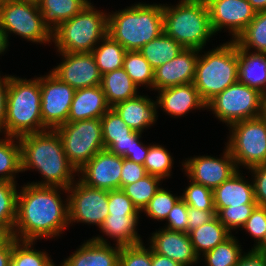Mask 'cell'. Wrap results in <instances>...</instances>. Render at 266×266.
Returning a JSON list of instances; mask_svg holds the SVG:
<instances>
[{"instance_id":"cell-20","label":"cell","mask_w":266,"mask_h":266,"mask_svg":"<svg viewBox=\"0 0 266 266\" xmlns=\"http://www.w3.org/2000/svg\"><path fill=\"white\" fill-rule=\"evenodd\" d=\"M199 49L184 48L175 58L154 70L153 90L194 82Z\"/></svg>"},{"instance_id":"cell-24","label":"cell","mask_w":266,"mask_h":266,"mask_svg":"<svg viewBox=\"0 0 266 266\" xmlns=\"http://www.w3.org/2000/svg\"><path fill=\"white\" fill-rule=\"evenodd\" d=\"M111 107L101 85L75 91L67 122L101 118Z\"/></svg>"},{"instance_id":"cell-43","label":"cell","mask_w":266,"mask_h":266,"mask_svg":"<svg viewBox=\"0 0 266 266\" xmlns=\"http://www.w3.org/2000/svg\"><path fill=\"white\" fill-rule=\"evenodd\" d=\"M257 204H242L241 206H229L223 209H215L217 218L232 234V230L243 227Z\"/></svg>"},{"instance_id":"cell-31","label":"cell","mask_w":266,"mask_h":266,"mask_svg":"<svg viewBox=\"0 0 266 266\" xmlns=\"http://www.w3.org/2000/svg\"><path fill=\"white\" fill-rule=\"evenodd\" d=\"M184 47L164 32L146 43L139 52L155 70L175 58Z\"/></svg>"},{"instance_id":"cell-45","label":"cell","mask_w":266,"mask_h":266,"mask_svg":"<svg viewBox=\"0 0 266 266\" xmlns=\"http://www.w3.org/2000/svg\"><path fill=\"white\" fill-rule=\"evenodd\" d=\"M108 214L113 215H140L131 199L121 190L108 191Z\"/></svg>"},{"instance_id":"cell-34","label":"cell","mask_w":266,"mask_h":266,"mask_svg":"<svg viewBox=\"0 0 266 266\" xmlns=\"http://www.w3.org/2000/svg\"><path fill=\"white\" fill-rule=\"evenodd\" d=\"M234 41L244 50L266 53V11L256 12L255 17Z\"/></svg>"},{"instance_id":"cell-16","label":"cell","mask_w":266,"mask_h":266,"mask_svg":"<svg viewBox=\"0 0 266 266\" xmlns=\"http://www.w3.org/2000/svg\"><path fill=\"white\" fill-rule=\"evenodd\" d=\"M205 2L213 33L216 35L223 28H227L231 40H235L256 15V11L247 0H205Z\"/></svg>"},{"instance_id":"cell-46","label":"cell","mask_w":266,"mask_h":266,"mask_svg":"<svg viewBox=\"0 0 266 266\" xmlns=\"http://www.w3.org/2000/svg\"><path fill=\"white\" fill-rule=\"evenodd\" d=\"M243 229L254 238L255 243L252 249L255 248L262 241L266 233V207L256 206L251 216L243 225Z\"/></svg>"},{"instance_id":"cell-18","label":"cell","mask_w":266,"mask_h":266,"mask_svg":"<svg viewBox=\"0 0 266 266\" xmlns=\"http://www.w3.org/2000/svg\"><path fill=\"white\" fill-rule=\"evenodd\" d=\"M122 165V156L103 149L77 171L79 178H76V180L79 179L93 188L108 191L120 189Z\"/></svg>"},{"instance_id":"cell-32","label":"cell","mask_w":266,"mask_h":266,"mask_svg":"<svg viewBox=\"0 0 266 266\" xmlns=\"http://www.w3.org/2000/svg\"><path fill=\"white\" fill-rule=\"evenodd\" d=\"M127 50L110 35H106L92 50L100 73L106 74L123 67Z\"/></svg>"},{"instance_id":"cell-59","label":"cell","mask_w":266,"mask_h":266,"mask_svg":"<svg viewBox=\"0 0 266 266\" xmlns=\"http://www.w3.org/2000/svg\"><path fill=\"white\" fill-rule=\"evenodd\" d=\"M260 117L265 121L266 123V93L262 94V102H261V113Z\"/></svg>"},{"instance_id":"cell-28","label":"cell","mask_w":266,"mask_h":266,"mask_svg":"<svg viewBox=\"0 0 266 266\" xmlns=\"http://www.w3.org/2000/svg\"><path fill=\"white\" fill-rule=\"evenodd\" d=\"M101 87L108 105H114L137 96L138 86L128 76L124 68L113 70L102 75Z\"/></svg>"},{"instance_id":"cell-5","label":"cell","mask_w":266,"mask_h":266,"mask_svg":"<svg viewBox=\"0 0 266 266\" xmlns=\"http://www.w3.org/2000/svg\"><path fill=\"white\" fill-rule=\"evenodd\" d=\"M164 33L184 48L202 50L215 35L205 0H179L177 5L163 4Z\"/></svg>"},{"instance_id":"cell-15","label":"cell","mask_w":266,"mask_h":266,"mask_svg":"<svg viewBox=\"0 0 266 266\" xmlns=\"http://www.w3.org/2000/svg\"><path fill=\"white\" fill-rule=\"evenodd\" d=\"M222 155L221 158L211 155L191 156L181 162L182 170L185 171L184 173L189 180L213 191L238 170L226 145Z\"/></svg>"},{"instance_id":"cell-37","label":"cell","mask_w":266,"mask_h":266,"mask_svg":"<svg viewBox=\"0 0 266 266\" xmlns=\"http://www.w3.org/2000/svg\"><path fill=\"white\" fill-rule=\"evenodd\" d=\"M161 181L163 182L162 179L148 174L137 182L123 186L121 190L131 199L139 212L142 213L143 209L160 189Z\"/></svg>"},{"instance_id":"cell-23","label":"cell","mask_w":266,"mask_h":266,"mask_svg":"<svg viewBox=\"0 0 266 266\" xmlns=\"http://www.w3.org/2000/svg\"><path fill=\"white\" fill-rule=\"evenodd\" d=\"M112 109L124 120L128 127L139 133H143L144 129H149L148 127L157 122V101L146 95L138 94L114 105Z\"/></svg>"},{"instance_id":"cell-14","label":"cell","mask_w":266,"mask_h":266,"mask_svg":"<svg viewBox=\"0 0 266 266\" xmlns=\"http://www.w3.org/2000/svg\"><path fill=\"white\" fill-rule=\"evenodd\" d=\"M41 117L51 130L67 123L75 89L61 81L51 71L40 76Z\"/></svg>"},{"instance_id":"cell-9","label":"cell","mask_w":266,"mask_h":266,"mask_svg":"<svg viewBox=\"0 0 266 266\" xmlns=\"http://www.w3.org/2000/svg\"><path fill=\"white\" fill-rule=\"evenodd\" d=\"M228 129L230 136L225 145L238 170L240 166L249 169L266 164V123L260 116L238 121Z\"/></svg>"},{"instance_id":"cell-56","label":"cell","mask_w":266,"mask_h":266,"mask_svg":"<svg viewBox=\"0 0 266 266\" xmlns=\"http://www.w3.org/2000/svg\"><path fill=\"white\" fill-rule=\"evenodd\" d=\"M256 12L266 11V0H247Z\"/></svg>"},{"instance_id":"cell-4","label":"cell","mask_w":266,"mask_h":266,"mask_svg":"<svg viewBox=\"0 0 266 266\" xmlns=\"http://www.w3.org/2000/svg\"><path fill=\"white\" fill-rule=\"evenodd\" d=\"M49 130L41 117L40 77L11 75L7 89L4 135L20 137Z\"/></svg>"},{"instance_id":"cell-48","label":"cell","mask_w":266,"mask_h":266,"mask_svg":"<svg viewBox=\"0 0 266 266\" xmlns=\"http://www.w3.org/2000/svg\"><path fill=\"white\" fill-rule=\"evenodd\" d=\"M254 187V196L257 206L266 207V164L249 168Z\"/></svg>"},{"instance_id":"cell-12","label":"cell","mask_w":266,"mask_h":266,"mask_svg":"<svg viewBox=\"0 0 266 266\" xmlns=\"http://www.w3.org/2000/svg\"><path fill=\"white\" fill-rule=\"evenodd\" d=\"M104 149L115 155L143 165L149 150L141 139L142 133L133 131L124 120L110 108L101 118Z\"/></svg>"},{"instance_id":"cell-13","label":"cell","mask_w":266,"mask_h":266,"mask_svg":"<svg viewBox=\"0 0 266 266\" xmlns=\"http://www.w3.org/2000/svg\"><path fill=\"white\" fill-rule=\"evenodd\" d=\"M69 226L93 224L100 228L108 216V190L87 186L79 179L67 189Z\"/></svg>"},{"instance_id":"cell-11","label":"cell","mask_w":266,"mask_h":266,"mask_svg":"<svg viewBox=\"0 0 266 266\" xmlns=\"http://www.w3.org/2000/svg\"><path fill=\"white\" fill-rule=\"evenodd\" d=\"M262 93L239 81L227 87L206 104L216 118L230 126L260 116Z\"/></svg>"},{"instance_id":"cell-52","label":"cell","mask_w":266,"mask_h":266,"mask_svg":"<svg viewBox=\"0 0 266 266\" xmlns=\"http://www.w3.org/2000/svg\"><path fill=\"white\" fill-rule=\"evenodd\" d=\"M236 266H266V255L251 249L243 253Z\"/></svg>"},{"instance_id":"cell-26","label":"cell","mask_w":266,"mask_h":266,"mask_svg":"<svg viewBox=\"0 0 266 266\" xmlns=\"http://www.w3.org/2000/svg\"><path fill=\"white\" fill-rule=\"evenodd\" d=\"M238 81L266 93V53L251 52L238 46Z\"/></svg>"},{"instance_id":"cell-6","label":"cell","mask_w":266,"mask_h":266,"mask_svg":"<svg viewBox=\"0 0 266 266\" xmlns=\"http://www.w3.org/2000/svg\"><path fill=\"white\" fill-rule=\"evenodd\" d=\"M201 51L193 84L207 104L217 94L238 82V45L230 39L202 55Z\"/></svg>"},{"instance_id":"cell-44","label":"cell","mask_w":266,"mask_h":266,"mask_svg":"<svg viewBox=\"0 0 266 266\" xmlns=\"http://www.w3.org/2000/svg\"><path fill=\"white\" fill-rule=\"evenodd\" d=\"M119 266H152V249L146 248L144 242L132 246H122Z\"/></svg>"},{"instance_id":"cell-27","label":"cell","mask_w":266,"mask_h":266,"mask_svg":"<svg viewBox=\"0 0 266 266\" xmlns=\"http://www.w3.org/2000/svg\"><path fill=\"white\" fill-rule=\"evenodd\" d=\"M139 215H113L108 214L99 228L101 232L114 240L118 246H132L143 243L141 236L138 234L137 226Z\"/></svg>"},{"instance_id":"cell-40","label":"cell","mask_w":266,"mask_h":266,"mask_svg":"<svg viewBox=\"0 0 266 266\" xmlns=\"http://www.w3.org/2000/svg\"><path fill=\"white\" fill-rule=\"evenodd\" d=\"M17 183L0 181V227L11 234L16 221Z\"/></svg>"},{"instance_id":"cell-42","label":"cell","mask_w":266,"mask_h":266,"mask_svg":"<svg viewBox=\"0 0 266 266\" xmlns=\"http://www.w3.org/2000/svg\"><path fill=\"white\" fill-rule=\"evenodd\" d=\"M188 182H190L189 185L181 195L186 205L199 210H215L213 191L191 180Z\"/></svg>"},{"instance_id":"cell-51","label":"cell","mask_w":266,"mask_h":266,"mask_svg":"<svg viewBox=\"0 0 266 266\" xmlns=\"http://www.w3.org/2000/svg\"><path fill=\"white\" fill-rule=\"evenodd\" d=\"M10 77H11V75H6V74H5V76L0 75V133L1 134L4 133L6 102H7V89H8Z\"/></svg>"},{"instance_id":"cell-19","label":"cell","mask_w":266,"mask_h":266,"mask_svg":"<svg viewBox=\"0 0 266 266\" xmlns=\"http://www.w3.org/2000/svg\"><path fill=\"white\" fill-rule=\"evenodd\" d=\"M149 247L160 255L166 256L182 266H193L201 261L191 243L189 233L166 228L152 233Z\"/></svg>"},{"instance_id":"cell-50","label":"cell","mask_w":266,"mask_h":266,"mask_svg":"<svg viewBox=\"0 0 266 266\" xmlns=\"http://www.w3.org/2000/svg\"><path fill=\"white\" fill-rule=\"evenodd\" d=\"M216 216V210H199L188 207L187 233L211 221Z\"/></svg>"},{"instance_id":"cell-49","label":"cell","mask_w":266,"mask_h":266,"mask_svg":"<svg viewBox=\"0 0 266 266\" xmlns=\"http://www.w3.org/2000/svg\"><path fill=\"white\" fill-rule=\"evenodd\" d=\"M146 175L148 174L144 165L123 158L120 189L125 185L137 182L138 180L144 178Z\"/></svg>"},{"instance_id":"cell-10","label":"cell","mask_w":266,"mask_h":266,"mask_svg":"<svg viewBox=\"0 0 266 266\" xmlns=\"http://www.w3.org/2000/svg\"><path fill=\"white\" fill-rule=\"evenodd\" d=\"M54 130L60 136L68 161L77 171L104 149L100 118L67 122Z\"/></svg>"},{"instance_id":"cell-41","label":"cell","mask_w":266,"mask_h":266,"mask_svg":"<svg viewBox=\"0 0 266 266\" xmlns=\"http://www.w3.org/2000/svg\"><path fill=\"white\" fill-rule=\"evenodd\" d=\"M171 192L172 191L165 190L160 186V189L152 197L142 212H145L146 216L153 220H166L173 206L181 199V195L176 196Z\"/></svg>"},{"instance_id":"cell-38","label":"cell","mask_w":266,"mask_h":266,"mask_svg":"<svg viewBox=\"0 0 266 266\" xmlns=\"http://www.w3.org/2000/svg\"><path fill=\"white\" fill-rule=\"evenodd\" d=\"M35 241H21L14 238L10 266H47L52 260L44 250L32 247Z\"/></svg>"},{"instance_id":"cell-30","label":"cell","mask_w":266,"mask_h":266,"mask_svg":"<svg viewBox=\"0 0 266 266\" xmlns=\"http://www.w3.org/2000/svg\"><path fill=\"white\" fill-rule=\"evenodd\" d=\"M91 0H36L46 24L53 30L77 15Z\"/></svg>"},{"instance_id":"cell-17","label":"cell","mask_w":266,"mask_h":266,"mask_svg":"<svg viewBox=\"0 0 266 266\" xmlns=\"http://www.w3.org/2000/svg\"><path fill=\"white\" fill-rule=\"evenodd\" d=\"M62 62L50 71L75 90L101 85L102 74L91 52H59Z\"/></svg>"},{"instance_id":"cell-60","label":"cell","mask_w":266,"mask_h":266,"mask_svg":"<svg viewBox=\"0 0 266 266\" xmlns=\"http://www.w3.org/2000/svg\"><path fill=\"white\" fill-rule=\"evenodd\" d=\"M47 266H56L55 263L53 262V259L49 262V264ZM60 266H64L63 262L61 263Z\"/></svg>"},{"instance_id":"cell-47","label":"cell","mask_w":266,"mask_h":266,"mask_svg":"<svg viewBox=\"0 0 266 266\" xmlns=\"http://www.w3.org/2000/svg\"><path fill=\"white\" fill-rule=\"evenodd\" d=\"M165 221L168 223L163 226L164 228L187 233L188 206L182 199L173 206Z\"/></svg>"},{"instance_id":"cell-58","label":"cell","mask_w":266,"mask_h":266,"mask_svg":"<svg viewBox=\"0 0 266 266\" xmlns=\"http://www.w3.org/2000/svg\"><path fill=\"white\" fill-rule=\"evenodd\" d=\"M253 250L266 255V233H265L262 241L255 248H253Z\"/></svg>"},{"instance_id":"cell-8","label":"cell","mask_w":266,"mask_h":266,"mask_svg":"<svg viewBox=\"0 0 266 266\" xmlns=\"http://www.w3.org/2000/svg\"><path fill=\"white\" fill-rule=\"evenodd\" d=\"M0 25L8 39L13 33L35 44L52 42V29L46 24L36 0L0 3Z\"/></svg>"},{"instance_id":"cell-36","label":"cell","mask_w":266,"mask_h":266,"mask_svg":"<svg viewBox=\"0 0 266 266\" xmlns=\"http://www.w3.org/2000/svg\"><path fill=\"white\" fill-rule=\"evenodd\" d=\"M123 68L138 87L149 86L153 91L154 69L139 51L126 52Z\"/></svg>"},{"instance_id":"cell-35","label":"cell","mask_w":266,"mask_h":266,"mask_svg":"<svg viewBox=\"0 0 266 266\" xmlns=\"http://www.w3.org/2000/svg\"><path fill=\"white\" fill-rule=\"evenodd\" d=\"M241 246L237 237L231 234L225 241L200 256V259L204 260L206 266H236L244 253Z\"/></svg>"},{"instance_id":"cell-61","label":"cell","mask_w":266,"mask_h":266,"mask_svg":"<svg viewBox=\"0 0 266 266\" xmlns=\"http://www.w3.org/2000/svg\"><path fill=\"white\" fill-rule=\"evenodd\" d=\"M7 1H9V0H0V3L7 2Z\"/></svg>"},{"instance_id":"cell-53","label":"cell","mask_w":266,"mask_h":266,"mask_svg":"<svg viewBox=\"0 0 266 266\" xmlns=\"http://www.w3.org/2000/svg\"><path fill=\"white\" fill-rule=\"evenodd\" d=\"M13 245L14 237L12 236L2 247H0V266H10Z\"/></svg>"},{"instance_id":"cell-22","label":"cell","mask_w":266,"mask_h":266,"mask_svg":"<svg viewBox=\"0 0 266 266\" xmlns=\"http://www.w3.org/2000/svg\"><path fill=\"white\" fill-rule=\"evenodd\" d=\"M157 92L158 108L171 117L180 118L192 110L206 109V103L193 83L167 87Z\"/></svg>"},{"instance_id":"cell-1","label":"cell","mask_w":266,"mask_h":266,"mask_svg":"<svg viewBox=\"0 0 266 266\" xmlns=\"http://www.w3.org/2000/svg\"><path fill=\"white\" fill-rule=\"evenodd\" d=\"M17 193L16 221L12 236L21 241H35L42 238L60 237L69 227L68 197L61 198L57 186L23 184Z\"/></svg>"},{"instance_id":"cell-39","label":"cell","mask_w":266,"mask_h":266,"mask_svg":"<svg viewBox=\"0 0 266 266\" xmlns=\"http://www.w3.org/2000/svg\"><path fill=\"white\" fill-rule=\"evenodd\" d=\"M174 160L168 150L159 144H149V150L144 161V167L147 174L167 179L171 177Z\"/></svg>"},{"instance_id":"cell-2","label":"cell","mask_w":266,"mask_h":266,"mask_svg":"<svg viewBox=\"0 0 266 266\" xmlns=\"http://www.w3.org/2000/svg\"><path fill=\"white\" fill-rule=\"evenodd\" d=\"M18 139L21 145L22 172L35 169L43 177L41 182L33 181L30 184L66 189L71 186L77 170L68 161L60 136L55 130L25 134Z\"/></svg>"},{"instance_id":"cell-55","label":"cell","mask_w":266,"mask_h":266,"mask_svg":"<svg viewBox=\"0 0 266 266\" xmlns=\"http://www.w3.org/2000/svg\"><path fill=\"white\" fill-rule=\"evenodd\" d=\"M8 46H9V40L7 38L5 31L1 28L0 25V55L4 54V52L7 51Z\"/></svg>"},{"instance_id":"cell-33","label":"cell","mask_w":266,"mask_h":266,"mask_svg":"<svg viewBox=\"0 0 266 266\" xmlns=\"http://www.w3.org/2000/svg\"><path fill=\"white\" fill-rule=\"evenodd\" d=\"M19 172H22L20 141L18 137L4 135V139L0 137V181L17 183Z\"/></svg>"},{"instance_id":"cell-54","label":"cell","mask_w":266,"mask_h":266,"mask_svg":"<svg viewBox=\"0 0 266 266\" xmlns=\"http://www.w3.org/2000/svg\"><path fill=\"white\" fill-rule=\"evenodd\" d=\"M152 266H182L180 263L152 250Z\"/></svg>"},{"instance_id":"cell-21","label":"cell","mask_w":266,"mask_h":266,"mask_svg":"<svg viewBox=\"0 0 266 266\" xmlns=\"http://www.w3.org/2000/svg\"><path fill=\"white\" fill-rule=\"evenodd\" d=\"M107 240L98 235L84 241L74 253L64 259V266H119L121 246L113 247Z\"/></svg>"},{"instance_id":"cell-57","label":"cell","mask_w":266,"mask_h":266,"mask_svg":"<svg viewBox=\"0 0 266 266\" xmlns=\"http://www.w3.org/2000/svg\"><path fill=\"white\" fill-rule=\"evenodd\" d=\"M11 237L12 234L7 229L0 227V247H2Z\"/></svg>"},{"instance_id":"cell-25","label":"cell","mask_w":266,"mask_h":266,"mask_svg":"<svg viewBox=\"0 0 266 266\" xmlns=\"http://www.w3.org/2000/svg\"><path fill=\"white\" fill-rule=\"evenodd\" d=\"M237 170L228 180L213 190L215 209H223L229 206H241L242 204H257L254 196L252 180H246Z\"/></svg>"},{"instance_id":"cell-7","label":"cell","mask_w":266,"mask_h":266,"mask_svg":"<svg viewBox=\"0 0 266 266\" xmlns=\"http://www.w3.org/2000/svg\"><path fill=\"white\" fill-rule=\"evenodd\" d=\"M87 5L74 17L52 30L57 52H92L108 34V13Z\"/></svg>"},{"instance_id":"cell-3","label":"cell","mask_w":266,"mask_h":266,"mask_svg":"<svg viewBox=\"0 0 266 266\" xmlns=\"http://www.w3.org/2000/svg\"><path fill=\"white\" fill-rule=\"evenodd\" d=\"M163 32V4L138 2L108 13V35L127 51H139Z\"/></svg>"},{"instance_id":"cell-29","label":"cell","mask_w":266,"mask_h":266,"mask_svg":"<svg viewBox=\"0 0 266 266\" xmlns=\"http://www.w3.org/2000/svg\"><path fill=\"white\" fill-rule=\"evenodd\" d=\"M230 235L231 233L217 216L189 232L191 243L199 258L207 251L212 250L218 244L225 241Z\"/></svg>"}]
</instances>
